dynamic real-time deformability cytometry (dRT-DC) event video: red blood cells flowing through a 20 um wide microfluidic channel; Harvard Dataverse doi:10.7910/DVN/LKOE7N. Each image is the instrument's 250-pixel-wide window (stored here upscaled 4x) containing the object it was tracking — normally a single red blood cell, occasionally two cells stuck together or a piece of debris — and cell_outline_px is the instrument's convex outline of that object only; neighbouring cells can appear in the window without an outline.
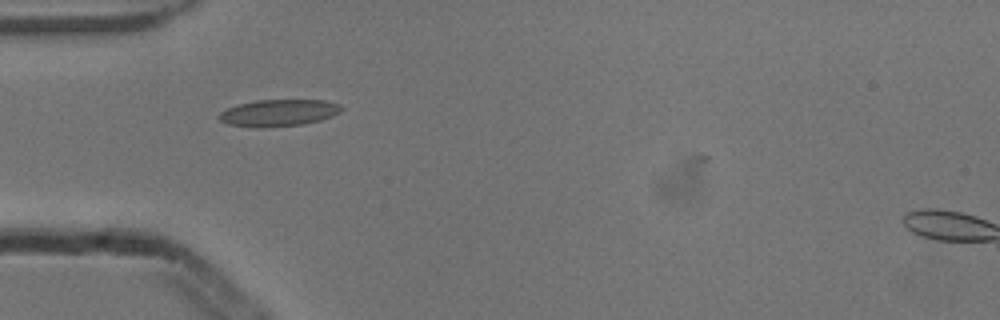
{"species": "common noctule bat (a hibernating species)", "species_latin": "Nyctalus noctula", "temperature_condition": "cold", "stored_images_in_passage": 3, "camera_frame_rate_fps": 3000, "um_per_image_px": 0.085, "animal": {"sex": "male", "body_mass_g": 13.3}, "frame": {"image": 1, "passage_image": 2, "time_ms": 0.333, "image_size_px": [1000, 320], "cell_outline_px": [[344, 108], [340, 112], [332, 116], [320, 120], [304, 124], [260, 128], [252, 128], [228, 124], [220, 120], [216, 116], [220, 112], [228, 108], [240, 104], [256, 100], [324, 100], [340, 104]], "centroid_in_image_um": [23.68, 9.6], "position_along_channel_um": 61.3, "area_um2": 19.25}}
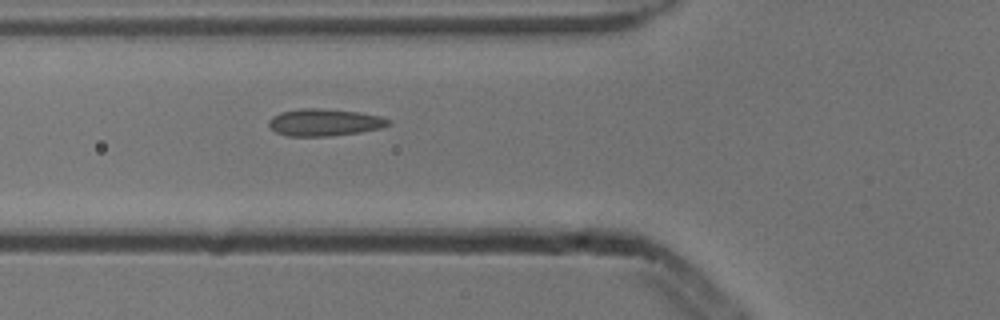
{"frame": {"image": 2, "passage_image": 3, "time_ms": 0.667, "image_size_px": [1000, 320], "cell_outline_px": [[392, 124], [380, 128], [360, 132], [328, 136], [288, 136], [276, 132], [268, 124], [268, 120], [272, 116], [280, 112], [300, 108], [324, 108], [360, 112], [380, 116], [392, 120]], "centroid_in_image_um": [27.59, 10.39], "position_along_channel_um": 98.2, "area_um2": 19.07}}